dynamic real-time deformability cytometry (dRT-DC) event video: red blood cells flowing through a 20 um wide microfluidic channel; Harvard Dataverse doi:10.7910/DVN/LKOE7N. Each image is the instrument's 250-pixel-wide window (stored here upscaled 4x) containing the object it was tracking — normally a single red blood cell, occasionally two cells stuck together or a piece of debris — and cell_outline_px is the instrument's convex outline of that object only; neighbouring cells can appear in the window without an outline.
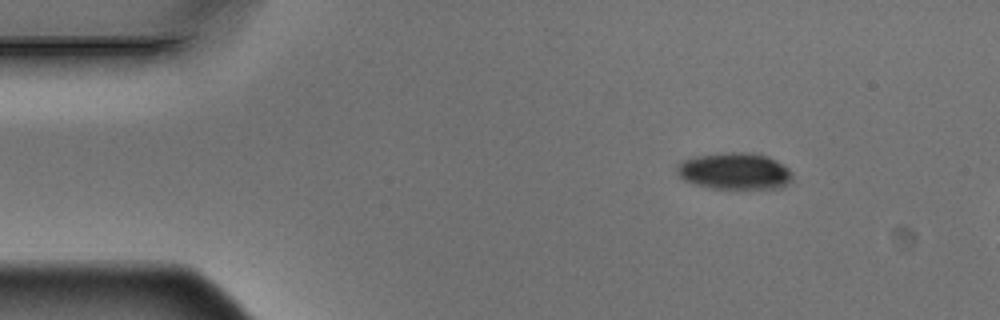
{"species": "Egyptian fruit bat (a non-hibernating species)", "species_latin": "Rousettus aegyptiacus", "temperature_condition": "warm", "stored_images_in_passage": 3, "camera_frame_rate_fps": 3000, "um_per_image_px": 0.085, "animal": {"sex": "male"}, "frame": {"image": 1, "passage_image": 1, "time_ms": 0.0, "image_size_px": [1000, 320], "cell_outline_px": [[792, 180], [788, 184], [780, 188], [708, 188], [684, 180], [676, 172], [676, 164], [692, 156], [724, 152], [756, 152], [768, 156], [784, 164], [792, 172]], "centroid_in_image_um": [62.45, 14.52], "position_along_channel_um": 22.6, "area_um2": 25.09}}